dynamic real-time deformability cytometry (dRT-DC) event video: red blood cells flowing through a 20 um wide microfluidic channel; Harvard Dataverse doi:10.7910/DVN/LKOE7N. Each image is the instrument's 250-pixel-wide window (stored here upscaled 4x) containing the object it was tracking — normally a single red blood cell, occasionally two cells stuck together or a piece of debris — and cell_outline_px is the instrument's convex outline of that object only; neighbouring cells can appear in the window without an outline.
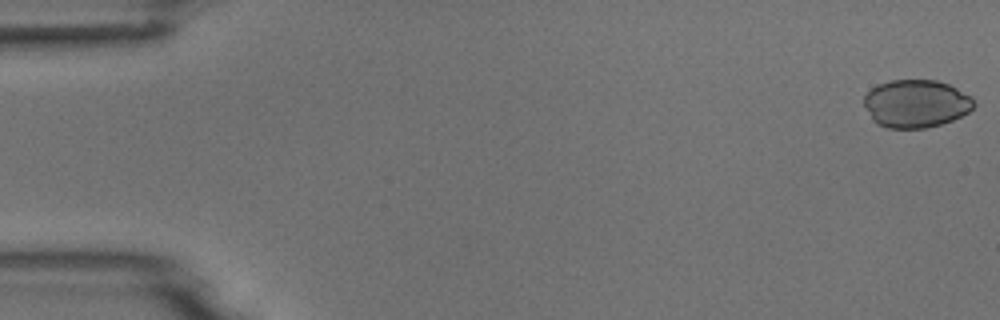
{"species": "common noctule bat (a hibernating species)", "species_latin": "Nyctalus noctula", "temperature_condition": "room temperature", "stored_images_in_passage": 4, "camera_frame_rate_fps": 3000, "um_per_image_px": 0.085, "animal": {"sex": "male", "body_mass_g": 18.8}, "frame": {"image": 1, "passage_image": 1, "time_ms": 0.0, "image_size_px": [1000, 320], "cell_outline_px": [[976, 104], [968, 112], [952, 120], [940, 124], [924, 128], [888, 128], [876, 124], [872, 120], [864, 104], [864, 96], [872, 88], [880, 84], [892, 80], [936, 80], [948, 84], [956, 88], [968, 96]], "centroid_in_image_um": [77.83, 8.81], "position_along_channel_um": 7.2, "area_um2": 30.35}}